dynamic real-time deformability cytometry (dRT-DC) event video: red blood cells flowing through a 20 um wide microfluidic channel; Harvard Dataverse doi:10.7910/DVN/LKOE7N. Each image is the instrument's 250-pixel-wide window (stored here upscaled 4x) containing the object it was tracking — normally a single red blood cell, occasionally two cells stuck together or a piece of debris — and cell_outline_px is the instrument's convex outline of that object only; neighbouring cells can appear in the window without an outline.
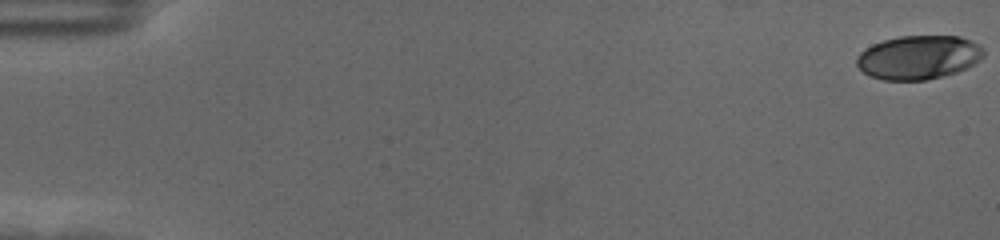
{"species": "human", "species_latin": "Homo sapiens", "temperature_condition": "cold", "stored_images_in_passage": 60, "segment_of_instrument_passage": [1, 2], "camera_frame_rate_fps": 3000, "um_per_image_px": 0.085, "donor": {"sex": "female"}, "frame": {"image": 1, "passage_image": 1, "time_ms": 0.0, "image_size_px": [1000, 240], "cell_outline_px": [[984, 56], [980, 60], [956, 72], [924, 80], [884, 80], [872, 76], [864, 72], [856, 64], [856, 56], [864, 48], [872, 44], [884, 40], [900, 36], [960, 36], [972, 40], [980, 44], [984, 48]], "centroid_in_image_um": [78.08, 4.85], "position_along_channel_um": 6.9, "area_um2": 32.43}}
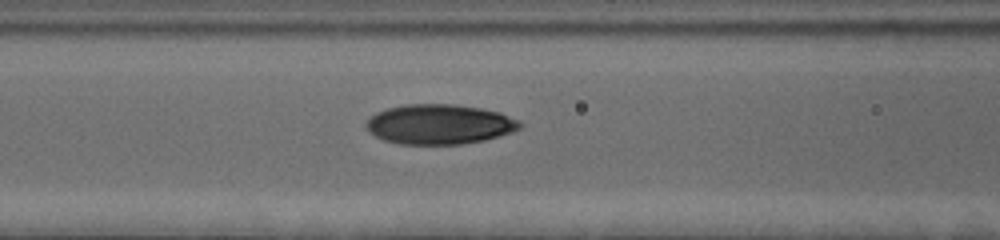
{"frame": {"image": 2, "passage_image": 26, "time_ms": 8.333, "image_size_px": [1000, 240], "cell_outline_px": [[524, 124], [520, 128], [512, 132], [500, 136], [484, 140], [460, 144], [400, 144], [384, 140], [368, 132], [364, 124], [376, 112], [388, 108], [408, 104], [452, 104], [480, 108], [500, 112], [520, 120]], "centroid_in_image_um": [37.37, 10.56], "position_along_channel_um": 129.2, "area_um2": 35.84}}
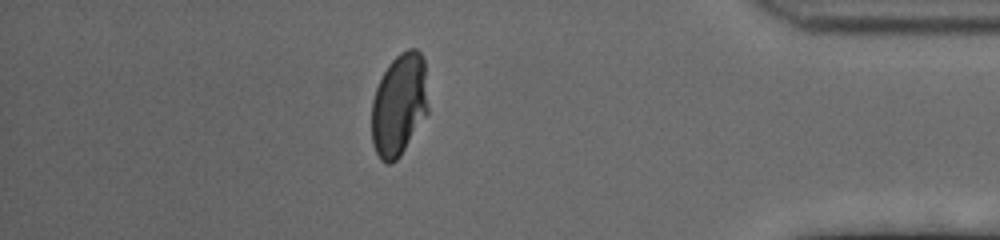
{"frame": {"image": 3, "passage_image": 52, "time_ms": 17.0, "image_size_px": [1000, 240], "cell_outline_px": [[428, 112], [400, 156], [396, 160], [388, 164], [384, 164], [380, 160], [372, 144], [372, 100], [376, 88], [388, 64], [400, 52], [408, 48], [416, 48], [420, 52], [424, 60], [428, 108]], "centroid_in_image_um": [33.92, 8.9], "position_along_channel_um": 401.3, "area_um2": 33.76}}